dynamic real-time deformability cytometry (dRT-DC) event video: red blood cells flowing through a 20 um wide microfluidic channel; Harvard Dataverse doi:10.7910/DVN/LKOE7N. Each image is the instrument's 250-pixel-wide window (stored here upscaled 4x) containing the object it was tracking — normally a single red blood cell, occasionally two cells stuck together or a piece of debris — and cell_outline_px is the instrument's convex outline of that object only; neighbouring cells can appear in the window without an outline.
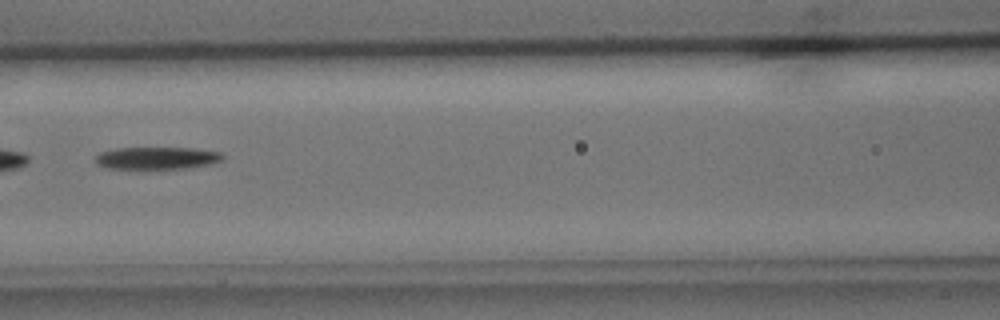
{"species": "common noctule bat (a hibernating species)", "species_latin": "Nyctalus noctula", "temperature_condition": "cold", "stored_images_in_passage": 6, "segment_of_instrument_passage": [2, 2], "camera_frame_rate_fps": 3000, "um_per_image_px": 0.085, "animal": {"sex": "male", "body_mass_g": 15.6}, "frame": {"image": 1, "passage_image": 6, "time_ms": 7.333, "image_size_px": [1000, 320], "cell_outline_px": [[224, 156], [220, 160], [208, 164], [192, 168], [104, 168], [96, 164], [96, 156], [100, 152], [116, 148], [192, 148], [220, 152]], "centroid_in_image_um": [13.3, 13.43], "position_along_channel_um": 153.3, "area_um2": 16.36}}